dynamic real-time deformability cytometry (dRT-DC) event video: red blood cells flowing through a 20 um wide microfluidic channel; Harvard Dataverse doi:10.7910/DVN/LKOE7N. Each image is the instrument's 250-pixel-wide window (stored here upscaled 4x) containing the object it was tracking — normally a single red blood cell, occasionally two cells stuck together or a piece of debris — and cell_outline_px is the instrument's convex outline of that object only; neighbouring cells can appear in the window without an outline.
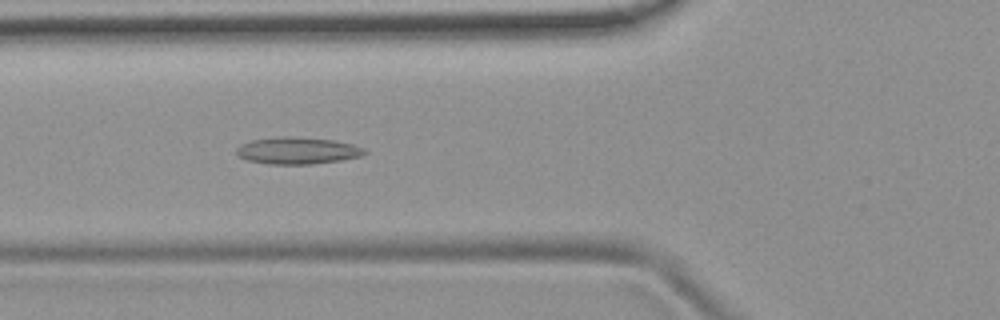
{"species": "common noctule bat (a hibernating species)", "species_latin": "Nyctalus noctula", "temperature_condition": "room temperature", "stored_images_in_passage": 38, "camera_frame_rate_fps": 3000, "um_per_image_px": 0.085, "animal": {"sex": "female", "body_mass_g": 19.9}, "frame": {"image": 1, "passage_image": 5, "time_ms": 1.333, "image_size_px": [1000, 320], "cell_outline_px": [[368, 152], [360, 156], [340, 160], [312, 164], [268, 164], [248, 160], [236, 156], [236, 148], [240, 144], [252, 140], [284, 136], [292, 136], [332, 140], [352, 144], [364, 148]], "centroid_in_image_um": [25.25, 12.8], "position_along_channel_um": 100.5, "area_um2": 20.06}}
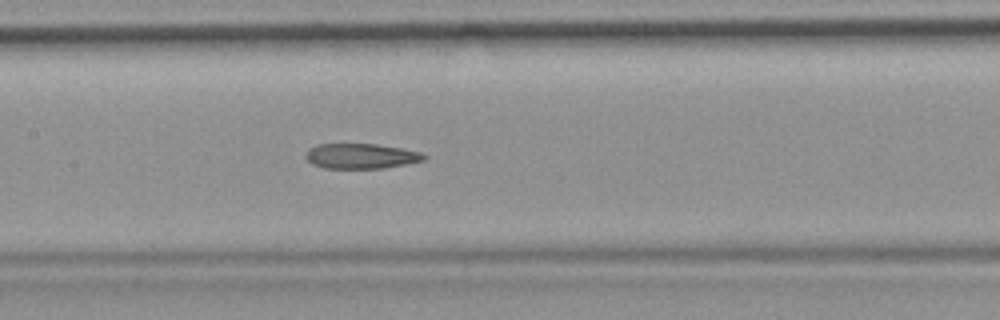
{"frame": {"image": 2, "passage_image": 11, "time_ms": 3.333, "image_size_px": [1000, 320], "cell_outline_px": [[428, 156], [424, 160], [384, 168], [324, 168], [312, 164], [304, 156], [308, 148], [316, 144], [376, 144], [400, 148], [420, 152]], "centroid_in_image_um": [30.64, 13.26], "position_along_channel_um": 176.8, "area_um2": 17.28}}
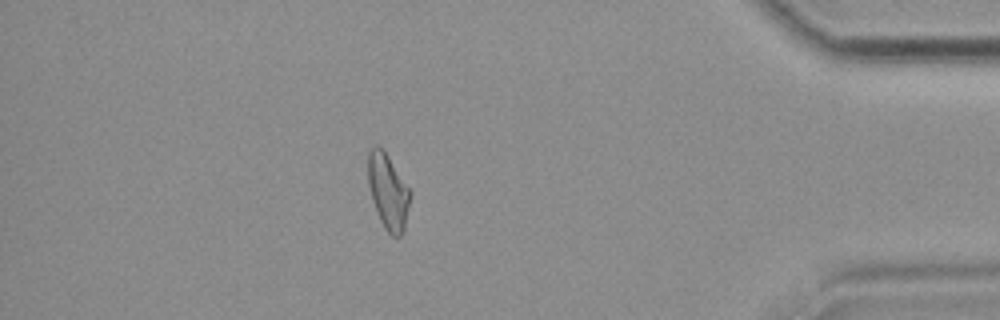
{"frame": {"image": 3, "passage_image": 32, "time_ms": 10.333, "image_size_px": [1000, 320], "cell_outline_px": [[412, 196], [404, 232], [400, 236], [392, 236], [384, 228], [380, 220], [372, 200], [368, 184], [368, 152], [372, 148], [380, 148], [384, 152], [412, 192]], "centroid_in_image_um": [33.01, 16.36], "position_along_channel_um": 402.2, "area_um2": 18.32}, "authors_computed_cell_mechanics": {"area_um2": 18.4093, "velocity_mm_per_s": 3.8062, "shape_relaxation_time_tau1_ms": null, "shape_relaxation_time_tau2_ms": 4.2286, "deformation_change_tau1": null, "deformation_change_tau2": 0.1361}}